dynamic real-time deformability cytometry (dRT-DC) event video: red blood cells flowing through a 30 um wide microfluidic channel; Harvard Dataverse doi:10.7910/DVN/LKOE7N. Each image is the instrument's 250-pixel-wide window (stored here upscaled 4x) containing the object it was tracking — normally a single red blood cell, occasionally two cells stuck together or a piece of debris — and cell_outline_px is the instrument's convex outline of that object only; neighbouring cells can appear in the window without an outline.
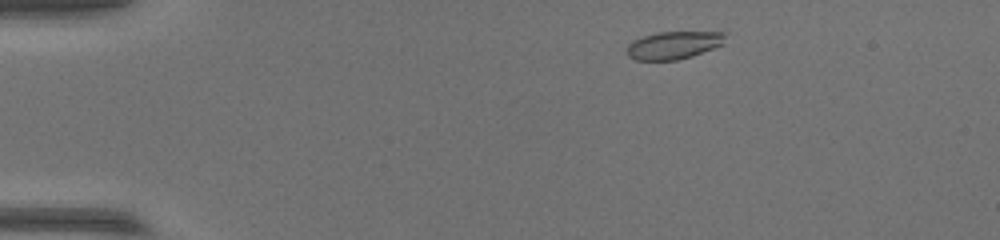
{"species": "common noctule bat (a hibernating species)", "species_latin": "Nyctalus noctula", "temperature_condition": "warm", "stored_images_in_passage": 48, "camera_frame_rate_fps": 3000, "um_per_image_px": 0.085, "animal": {"sex": "female", "body_mass_g": 17.0, "forearm_length_mm": 48.0}, "frame": {"image": 1, "passage_image": 4, "time_ms": 1.0, "image_size_px": [1000, 240], "cell_outline_px": [[724, 44], [692, 56], [676, 60], [636, 60], [628, 56], [628, 44], [632, 40], [656, 32], [724, 32]], "centroid_in_image_um": [57.24, 3.84], "position_along_channel_um": 27.8, "area_um2": 15.78}}
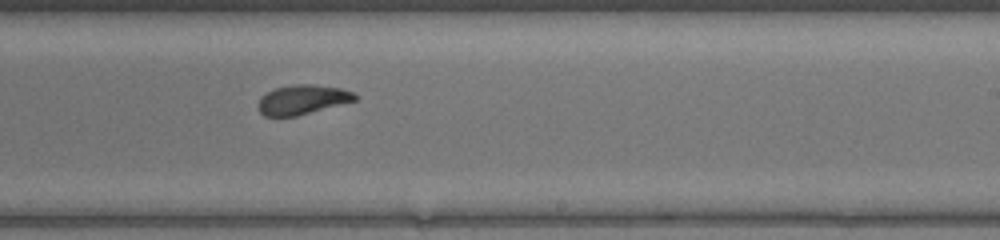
{"frame": {"image": 2, "passage_image": 28, "time_ms": 9.0, "image_size_px": [1000, 240], "cell_outline_px": [[356, 100], [296, 116], [264, 116], [260, 112], [260, 96], [276, 88], [292, 84], [312, 84], [340, 88], [352, 92], [356, 96]], "centroid_in_image_um": [25.7, 8.46], "position_along_channel_um": 263.3, "area_um2": 16.3}}
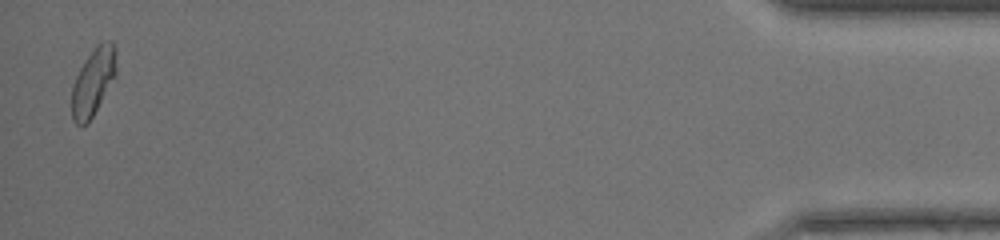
{"frame": {"image": 3, "passage_image": 47, "time_ms": 15.333, "image_size_px": [1000, 240], "cell_outline_px": [[116, 72], [88, 124], [76, 124], [72, 120], [72, 88], [76, 76], [80, 68], [96, 44], [104, 40], [112, 40], [116, 48]], "centroid_in_image_um": [7.92, 6.9], "position_along_channel_um": 427.3, "area_um2": 17.17}}